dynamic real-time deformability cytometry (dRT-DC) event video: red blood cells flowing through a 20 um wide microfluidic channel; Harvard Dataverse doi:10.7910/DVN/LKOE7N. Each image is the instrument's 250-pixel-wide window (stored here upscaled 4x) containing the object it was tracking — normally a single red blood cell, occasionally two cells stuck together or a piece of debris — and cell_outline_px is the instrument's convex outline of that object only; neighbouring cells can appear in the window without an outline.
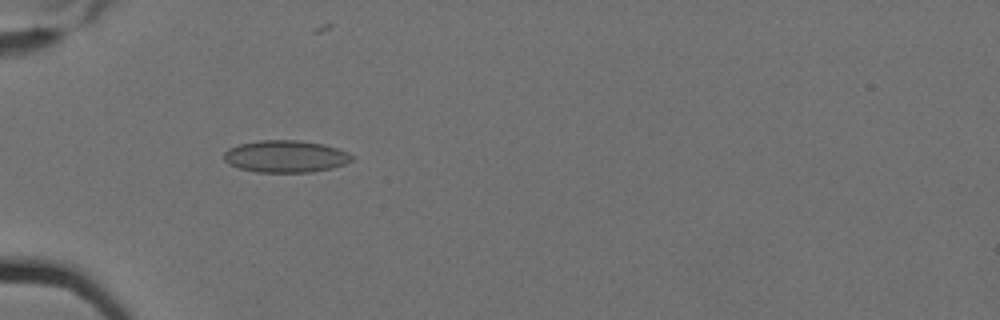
{"species": "Egyptian fruit bat (a non-hibernating species)", "species_latin": "Rousettus aegyptiacus", "temperature_condition": "cold", "stored_images_in_passage": 7, "camera_frame_rate_fps": 3000, "um_per_image_px": 0.085, "animal": {"sex": "female"}, "frame": {"image": 1, "passage_image": 5, "time_ms": 1.333, "image_size_px": [1000, 320], "cell_outline_px": [[352, 160], [344, 164], [332, 168], [312, 172], [256, 172], [240, 168], [228, 164], [224, 160], [224, 152], [228, 148], [240, 144], [260, 140], [300, 140], [324, 144], [348, 152], [352, 156]], "centroid_in_image_um": [24.26, 13.29], "position_along_channel_um": 60.7, "area_um2": 23.93}}
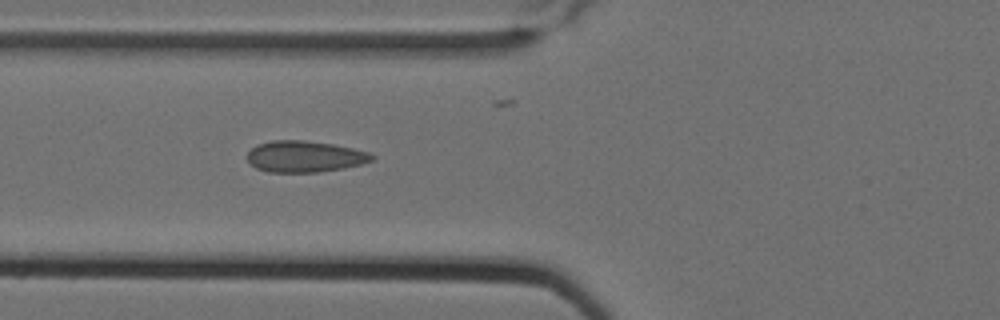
{"frame": {"image": 2, "passage_image": 6, "time_ms": 1.667, "image_size_px": [1000, 320], "cell_outline_px": [[376, 156], [372, 160], [360, 164], [344, 168], [320, 172], [268, 172], [256, 168], [244, 156], [256, 144], [272, 140], [304, 140], [332, 144], [352, 148], [368, 152]], "centroid_in_image_um": [25.87, 13.3], "position_along_channel_um": 99.9, "area_um2": 22.83}}